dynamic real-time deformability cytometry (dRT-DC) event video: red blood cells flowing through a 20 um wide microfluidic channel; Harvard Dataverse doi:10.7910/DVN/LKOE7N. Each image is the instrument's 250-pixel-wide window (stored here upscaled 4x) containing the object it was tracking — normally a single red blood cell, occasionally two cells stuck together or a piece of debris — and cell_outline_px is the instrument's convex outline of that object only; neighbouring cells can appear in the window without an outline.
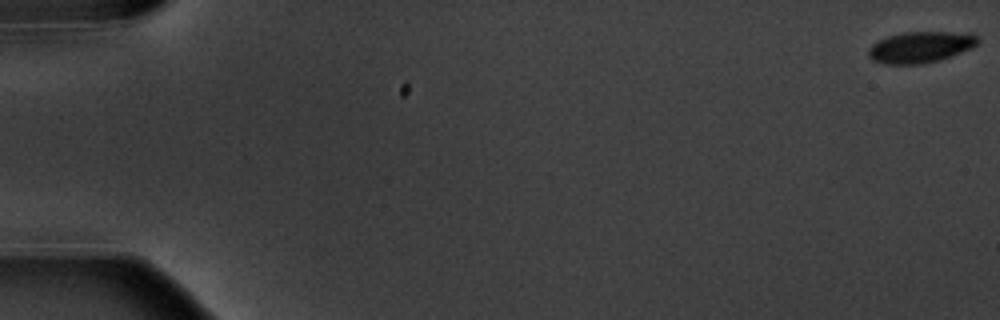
{"species": "common noctule bat (a hibernating species)", "species_latin": "Nyctalus noctula", "temperature_condition": "warm", "stored_images_in_passage": 5, "camera_frame_rate_fps": 3000, "um_per_image_px": 0.085, "animal": {"sex": "male", "body_mass_g": 20.1, "forearm_length_mm": 53.5}, "frame": {"image": 1, "passage_image": 1, "time_ms": 0.0, "image_size_px": [1000, 320], "cell_outline_px": [[980, 40], [972, 48], [952, 56], [940, 60], [920, 64], [884, 64], [872, 60], [868, 56], [868, 48], [872, 44], [888, 36], [904, 32], [972, 32]], "centroid_in_image_um": [78.26, 4.0], "position_along_channel_um": 6.7, "area_um2": 20.06}}
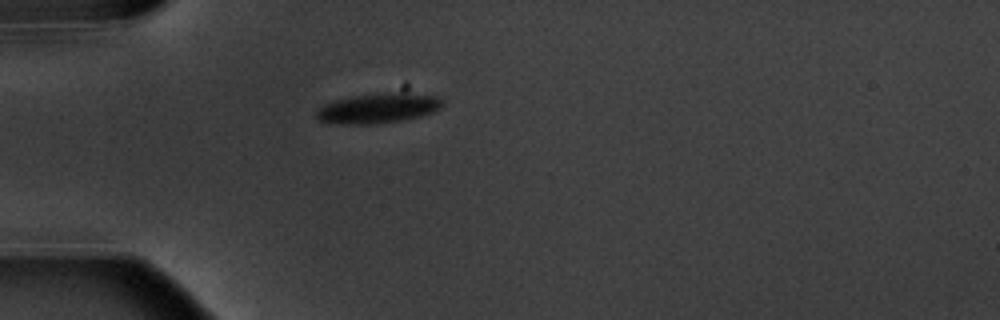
{"frame": {"image": 2, "passage_image": 5, "time_ms": 5.667, "image_size_px": [1000, 320], "cell_outline_px": [[444, 100], [440, 108], [432, 112], [420, 116], [400, 120], [372, 124], [344, 124], [320, 120], [316, 116], [316, 112], [324, 104], [336, 100], [352, 96], [388, 92], [396, 92], [440, 96]], "centroid_in_image_um": [32.18, 9.18], "position_along_channel_um": 52.8, "area_um2": 21.73}}